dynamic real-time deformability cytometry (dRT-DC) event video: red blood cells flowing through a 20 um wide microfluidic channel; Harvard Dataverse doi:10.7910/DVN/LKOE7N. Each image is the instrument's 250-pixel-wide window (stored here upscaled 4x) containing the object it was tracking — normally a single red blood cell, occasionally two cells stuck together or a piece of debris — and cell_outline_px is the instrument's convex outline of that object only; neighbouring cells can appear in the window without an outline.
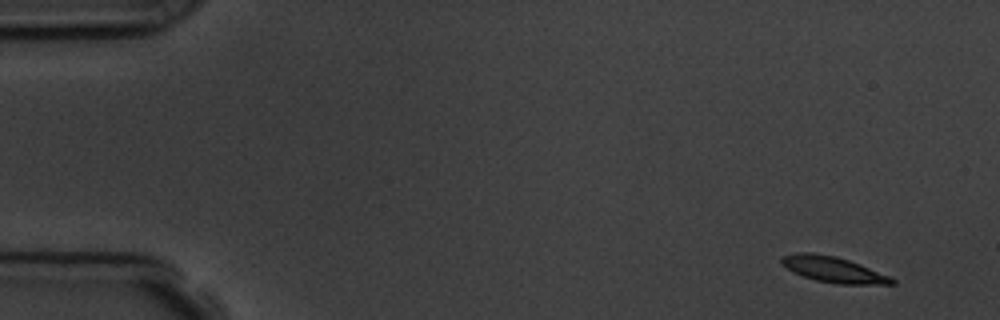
{"species": "common noctule bat (a hibernating species)", "species_latin": "Nyctalus noctula", "temperature_condition": "room temperature", "stored_images_in_passage": 4, "camera_frame_rate_fps": 3000, "um_per_image_px": 0.085, "animal": {"sex": "male", "body_mass_g": 19.5, "forearm_length_mm": 54.6}, "frame": {"image": 1, "passage_image": 1, "time_ms": 0.0, "image_size_px": [1000, 320], "cell_outline_px": [[896, 284], [836, 284], [816, 280], [792, 272], [780, 264], [780, 256], [796, 252], [812, 252], [836, 256], [860, 264], [892, 276], [896, 280]], "centroid_in_image_um": [70.82, 22.9], "position_along_channel_um": 14.2, "area_um2": 16.88}}